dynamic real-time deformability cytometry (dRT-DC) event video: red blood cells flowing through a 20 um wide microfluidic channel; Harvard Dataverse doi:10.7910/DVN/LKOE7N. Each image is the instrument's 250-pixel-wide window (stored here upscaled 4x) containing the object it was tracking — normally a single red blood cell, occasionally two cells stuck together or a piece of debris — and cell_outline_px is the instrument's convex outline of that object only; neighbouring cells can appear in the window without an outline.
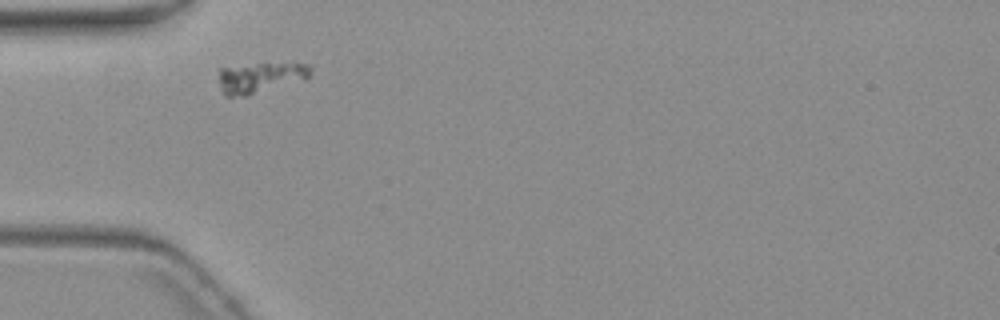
{"species": "common noctule bat (a hibernating species)", "species_latin": "Nyctalus noctula", "temperature_condition": "warm", "stored_images_in_passage": 2, "camera_frame_rate_fps": 3000, "um_per_image_px": 0.085, "animal": {"sex": "female", "body_mass_g": 19.3, "forearm_length_mm": 54.1}, "frame": {"image": 1, "passage_image": 1, "time_ms": 0.0, "image_size_px": [1000, 320], "cell_outline_px": [[312, 68], [308, 76], [304, 80], [248, 96], [224, 96], [220, 88], [220, 68], [256, 64], [312, 64]], "centroid_in_image_um": [22.13, 6.62], "position_along_channel_um": 62.9, "area_um2": 16.18}}